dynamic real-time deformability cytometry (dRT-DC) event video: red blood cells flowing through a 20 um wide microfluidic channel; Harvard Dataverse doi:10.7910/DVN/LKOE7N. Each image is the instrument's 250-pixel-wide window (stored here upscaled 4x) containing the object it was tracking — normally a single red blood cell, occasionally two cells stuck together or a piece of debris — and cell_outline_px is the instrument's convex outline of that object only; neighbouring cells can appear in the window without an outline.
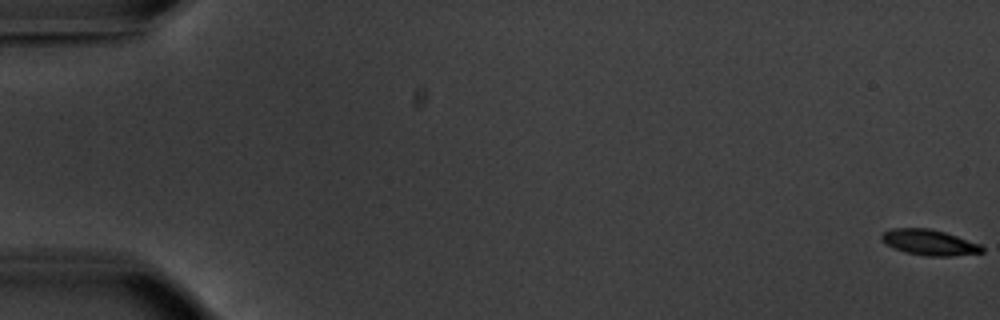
{"species": "common noctule bat (a hibernating species)", "species_latin": "Nyctalus noctula", "temperature_condition": "warm", "stored_images_in_passage": 31, "camera_frame_rate_fps": 3000, "um_per_image_px": 0.085, "animal": {"sex": "male", "body_mass_g": 20.1, "forearm_length_mm": 53.5}, "frame": {"image": 1, "passage_image": 1, "time_ms": 0.0, "image_size_px": [1000, 320], "cell_outline_px": [[984, 252], [952, 256], [928, 256], [904, 252], [880, 240], [880, 236], [884, 232], [892, 228], [928, 228], [944, 232], [980, 244], [984, 248]], "centroid_in_image_um": [78.99, 20.6], "position_along_channel_um": 6.0, "area_um2": 14.85}}
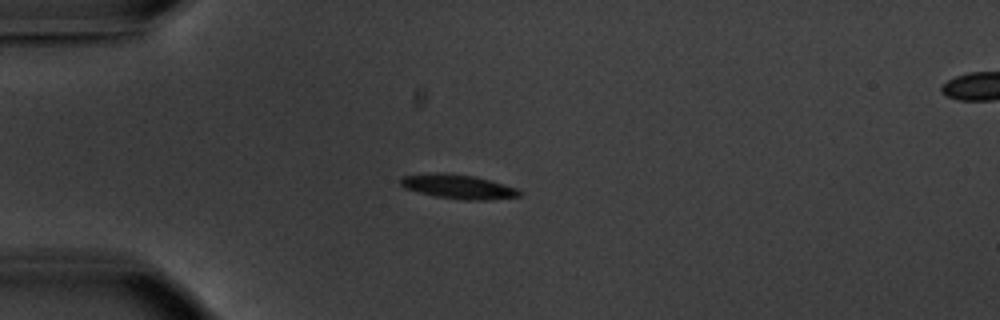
{"frame": {"image": 2, "passage_image": 16, "time_ms": 5.0, "image_size_px": [1000, 320], "cell_outline_px": [[524, 192], [520, 196], [488, 200], [464, 200], [436, 196], [404, 188], [400, 184], [400, 176], [436, 172], [476, 176], [516, 188]], "centroid_in_image_um": [38.95, 15.86], "position_along_channel_um": 46.1, "area_um2": 16.76}}
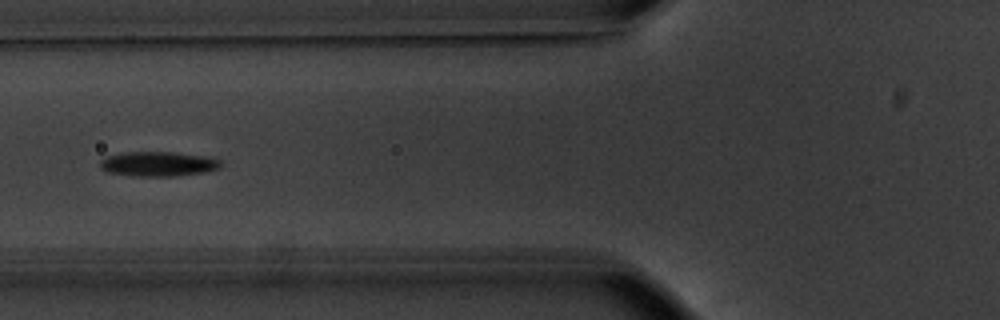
{"frame": {"image": 3, "passage_image": 23, "time_ms": 7.333, "image_size_px": [1000, 320], "cell_outline_px": [[220, 168], [200, 172], [172, 176], [132, 176], [108, 172], [100, 168], [100, 160], [108, 156], [124, 152], [172, 152], [204, 156], [220, 160]], "centroid_in_image_um": [13.38, 13.93], "position_along_channel_um": 112.4, "area_um2": 17.11}}